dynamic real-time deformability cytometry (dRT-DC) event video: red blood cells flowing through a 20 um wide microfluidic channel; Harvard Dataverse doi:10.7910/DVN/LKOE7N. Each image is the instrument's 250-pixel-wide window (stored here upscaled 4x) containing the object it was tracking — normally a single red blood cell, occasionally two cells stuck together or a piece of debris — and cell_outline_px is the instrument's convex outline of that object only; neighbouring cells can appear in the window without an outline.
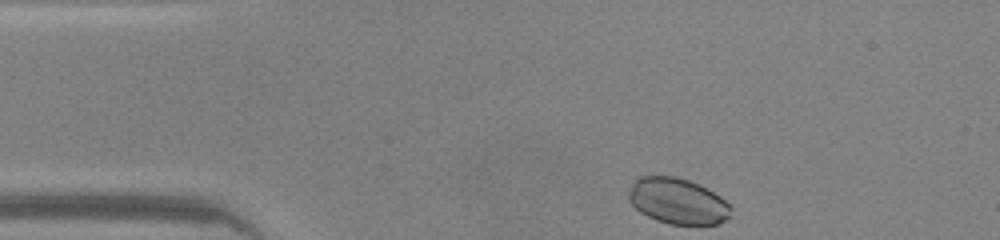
{"species": "common noctule bat (a hibernating species)", "species_latin": "Nyctalus noctula", "temperature_condition": "warm", "stored_images_in_passage": 40, "camera_frame_rate_fps": 3000, "um_per_image_px": 0.085, "animal": {"sex": "male", "body_mass_g": 20.0, "forearm_length_mm": 53.3}, "frame": {"image": 1, "passage_image": 1, "time_ms": 0.0, "image_size_px": [1000, 240], "cell_outline_px": [[732, 216], [720, 224], [668, 224], [656, 220], [640, 212], [628, 200], [628, 192], [632, 184], [640, 176], [676, 176], [688, 180], [720, 196], [732, 208]], "centroid_in_image_um": [57.6, 17.11], "position_along_channel_um": 27.4, "area_um2": 27.28}}
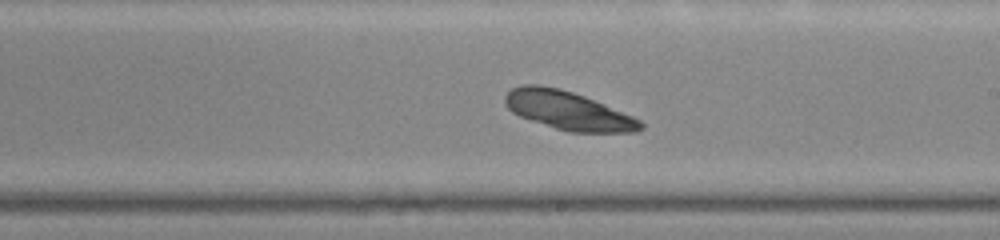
{"frame": {"image": 2, "passage_image": 20, "time_ms": 6.333, "image_size_px": [1000, 240], "cell_outline_px": [[644, 128], [636, 132], [568, 132], [520, 116], [512, 112], [504, 104], [504, 96], [512, 88], [520, 84], [536, 84], [560, 88], [584, 96], [604, 104], [632, 116], [640, 120], [644, 124]], "centroid_in_image_um": [48.27, 9.38], "position_along_channel_um": 240.7, "area_um2": 30.29}}
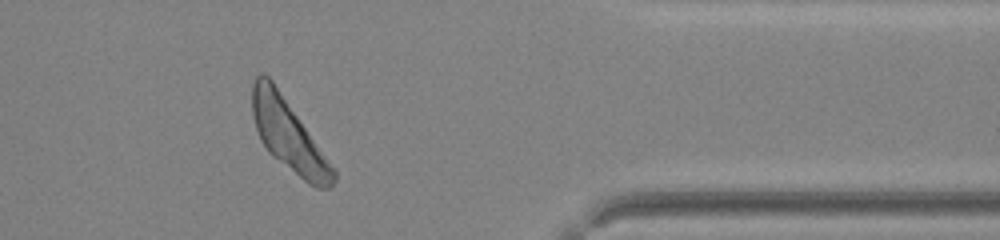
{"frame": {"image": 3, "passage_image": 32, "time_ms": 10.333, "image_size_px": [1000, 240], "cell_outline_px": [[336, 180], [328, 188], [316, 188], [308, 184], [272, 156], [268, 152], [260, 140], [252, 116], [252, 84], [256, 76], [260, 72], [264, 72], [272, 80], [336, 172]], "centroid_in_image_um": [24.47, 11.5], "position_along_channel_um": 386.9, "area_um2": 33.0}}